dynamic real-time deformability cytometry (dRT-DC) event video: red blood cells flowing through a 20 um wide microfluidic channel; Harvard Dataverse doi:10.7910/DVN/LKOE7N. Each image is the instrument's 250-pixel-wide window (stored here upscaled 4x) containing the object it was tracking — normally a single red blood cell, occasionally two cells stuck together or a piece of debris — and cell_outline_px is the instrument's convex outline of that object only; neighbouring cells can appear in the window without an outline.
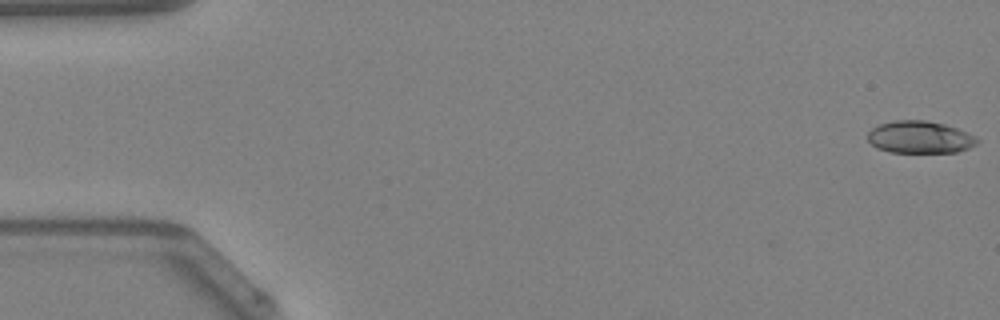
{"species": "Egyptian fruit bat (a non-hibernating species)", "species_latin": "Rousettus aegyptiacus", "temperature_condition": "warm", "stored_images_in_passage": 48, "camera_frame_rate_fps": 3000, "um_per_image_px": 0.085, "animal": {"sex": "female"}, "frame": {"image": 1, "passage_image": 1, "time_ms": 0.0, "image_size_px": [1000, 320], "cell_outline_px": [[980, 140], [976, 144], [968, 148], [956, 152], [888, 152], [876, 148], [868, 140], [868, 132], [872, 128], [880, 124], [892, 120], [924, 120], [944, 124], [956, 128], [976, 136]], "centroid_in_image_um": [78.17, 11.66], "position_along_channel_um": 6.8, "area_um2": 20.58}}
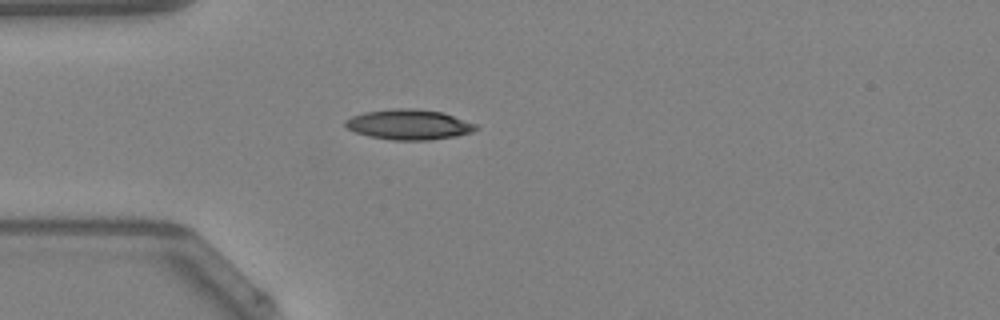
{"frame": {"image": 2, "passage_image": 14, "time_ms": 4.333, "image_size_px": [1000, 320], "cell_outline_px": [[480, 128], [472, 132], [456, 136], [428, 140], [392, 140], [368, 136], [356, 132], [348, 128], [344, 124], [344, 120], [352, 116], [364, 112], [396, 108], [412, 108], [444, 112], [476, 124]], "centroid_in_image_um": [34.77, 10.58], "position_along_channel_um": 50.2, "area_um2": 23.06}}
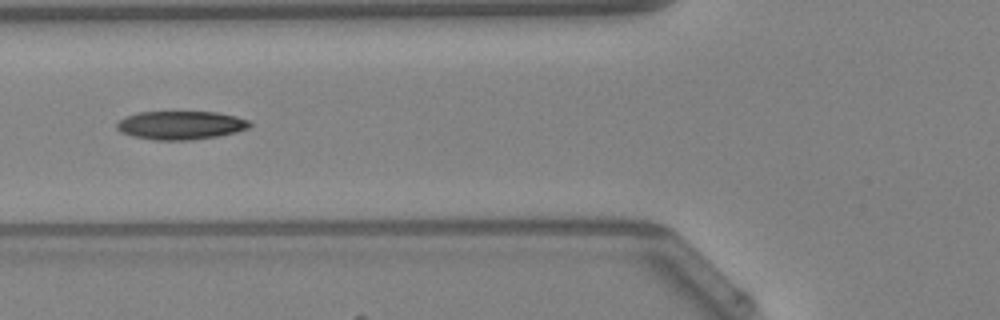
{"frame": {"image": 3, "passage_image": 19, "time_ms": 6.0, "image_size_px": [1000, 320], "cell_outline_px": [[252, 124], [248, 128], [236, 132], [216, 136], [192, 140], [152, 140], [132, 136], [120, 132], [116, 128], [116, 124], [124, 116], [140, 112], [216, 112], [236, 116], [248, 120]], "centroid_in_image_um": [15.33, 10.64], "position_along_channel_um": 110.5, "area_um2": 22.14}, "authors_computed_cell_mechanics": {"area_um2": 21.4727, "velocity_mm_per_s": 4.2648, "shape_relaxation_time_tau1_ms": 10.573, "shape_relaxation_time_tau2_ms": 9.6666, "deformation_change_tau1": 0.2414, "deformation_change_tau2": 0.1939}}